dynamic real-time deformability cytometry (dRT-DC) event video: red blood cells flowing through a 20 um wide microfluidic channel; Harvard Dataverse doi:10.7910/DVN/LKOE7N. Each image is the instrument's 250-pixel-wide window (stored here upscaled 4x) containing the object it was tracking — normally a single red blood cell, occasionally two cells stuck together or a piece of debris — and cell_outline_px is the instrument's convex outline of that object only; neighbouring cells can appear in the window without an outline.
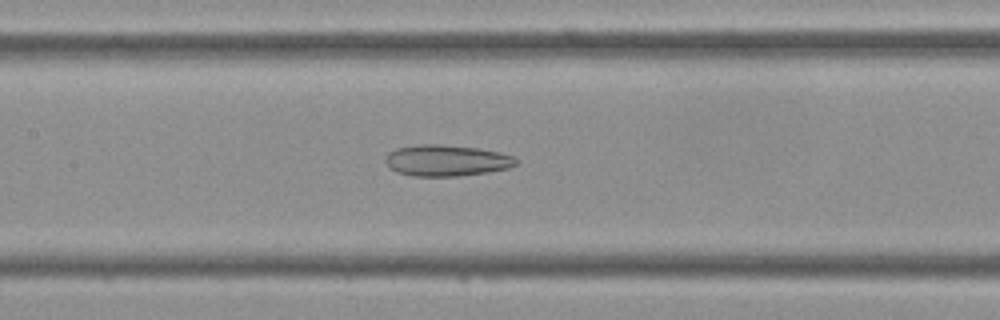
{"species": "Egyptian fruit bat (a non-hibernating species)", "species_latin": "Rousettus aegyptiacus", "temperature_condition": "cold", "stored_images_in_passage": 36, "camera_frame_rate_fps": 3000, "um_per_image_px": 0.085, "frame": {"image": 1, "passage_image": 12, "time_ms": 3.667, "image_size_px": [1000, 320], "cell_outline_px": [[516, 164], [508, 168], [488, 172], [456, 176], [412, 176], [396, 172], [388, 168], [384, 160], [388, 152], [396, 148], [424, 144], [440, 144], [476, 148], [500, 152], [512, 156], [516, 160]], "centroid_in_image_um": [37.89, 13.64], "position_along_channel_um": 169.5, "area_um2": 23.76}}
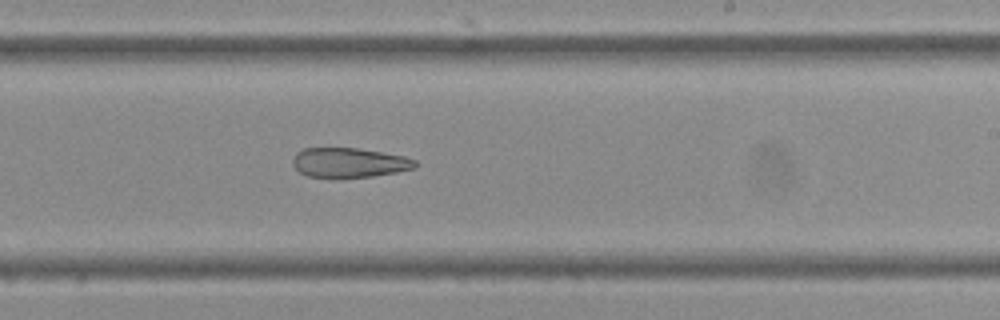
{"frame": {"image": 2, "passage_image": 18, "time_ms": 5.667, "image_size_px": [1000, 320], "cell_outline_px": [[420, 164], [416, 168], [396, 172], [372, 176], [340, 180], [336, 180], [308, 176], [300, 172], [292, 164], [292, 160], [296, 152], [304, 148], [356, 148], [404, 156], [416, 160]], "centroid_in_image_um": [29.67, 13.86], "position_along_channel_um": 259.3, "area_um2": 21.79}}
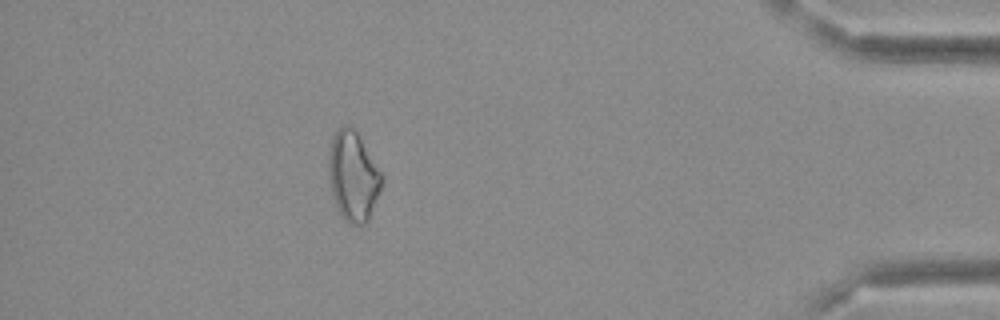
{"frame": {"image": 3, "passage_image": 31, "time_ms": 10.0, "image_size_px": [1000, 320], "cell_outline_px": [[384, 180], [368, 220], [360, 228], [348, 224], [344, 220], [336, 204], [328, 180], [328, 160], [332, 136], [344, 124], [348, 124], [356, 132], [384, 176]], "centroid_in_image_um": [30.01, 15.02], "position_along_channel_um": 405.2, "area_um2": 27.74}}